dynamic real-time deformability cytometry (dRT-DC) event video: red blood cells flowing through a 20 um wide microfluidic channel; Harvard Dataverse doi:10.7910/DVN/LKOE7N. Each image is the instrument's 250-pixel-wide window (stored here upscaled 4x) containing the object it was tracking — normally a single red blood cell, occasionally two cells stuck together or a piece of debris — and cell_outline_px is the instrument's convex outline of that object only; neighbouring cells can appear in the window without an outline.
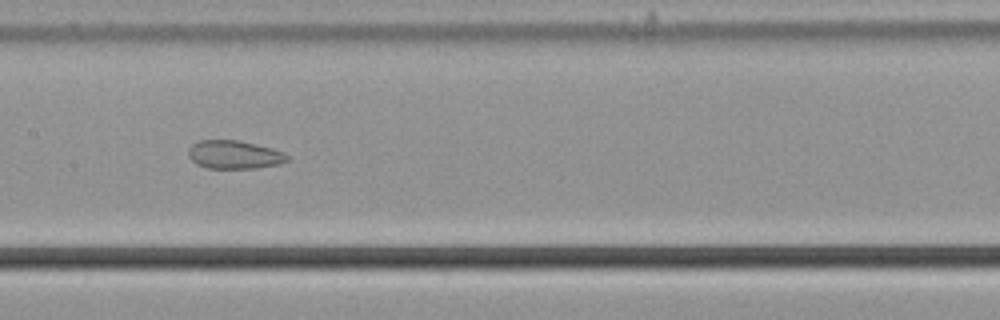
{"species": "common noctule bat (a hibernating species)", "species_latin": "Nyctalus noctula", "temperature_condition": "cold", "stored_images_in_passage": 57, "camera_frame_rate_fps": 3000, "um_per_image_px": 0.085, "animal": {"sex": "male", "body_mass_g": 21.5, "forearm_length_mm": 52.0}, "frame": {"image": 1, "passage_image": 29, "time_ms": 9.333, "image_size_px": [1000, 320], "cell_outline_px": [[288, 160], [280, 164], [256, 168], [208, 168], [196, 164], [188, 156], [188, 148], [192, 144], [200, 140], [240, 140], [272, 148], [284, 152], [288, 156]], "centroid_in_image_um": [19.91, 13.14], "position_along_channel_um": 187.5, "area_um2": 16.42}}
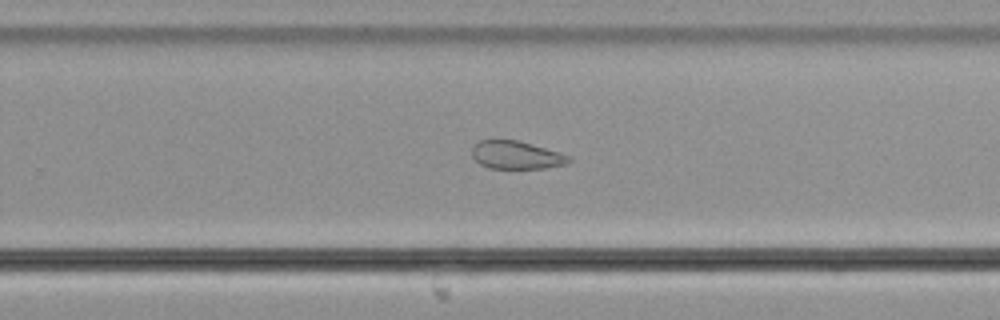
{"frame": {"image": 2, "passage_image": 37, "time_ms": 12.0, "image_size_px": [1000, 320], "cell_outline_px": [[572, 160], [568, 164], [544, 168], [488, 168], [480, 164], [472, 156], [472, 148], [480, 140], [492, 136], [520, 140], [572, 156]], "centroid_in_image_um": [43.87, 13.13], "position_along_channel_um": 285.9, "area_um2": 16.47}}
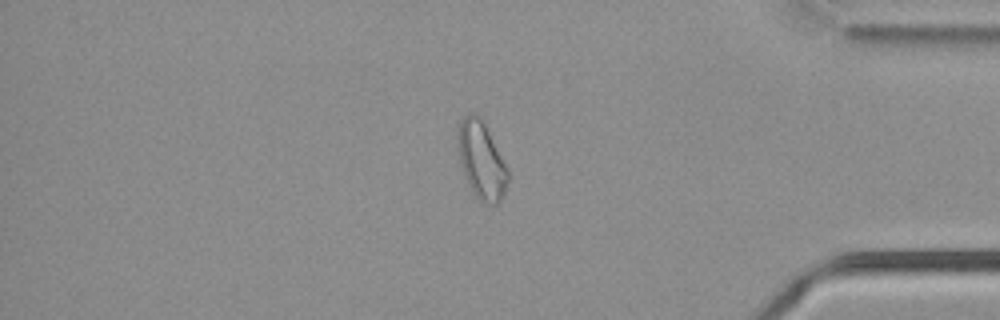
{"frame": {"image": 3, "passage_image": 48, "time_ms": 15.667, "image_size_px": [1000, 320], "cell_outline_px": [[508, 180], [504, 192], [500, 200], [496, 204], [484, 204], [472, 192], [464, 176], [460, 164], [456, 140], [456, 132], [460, 120], [468, 112], [476, 112], [480, 116], [508, 168]], "centroid_in_image_um": [40.88, 13.59], "position_along_channel_um": 394.3, "area_um2": 22.83}, "authors_computed_cell_mechanics": {"area_um2": 22.831, "velocity_mm_per_s": 3.7075, "shape_relaxation_time_tau1_ms": null, "shape_relaxation_time_tau2_ms": 4.1765, "deformation_change_tau1": null, "deformation_change_tau2": 0.1169}}